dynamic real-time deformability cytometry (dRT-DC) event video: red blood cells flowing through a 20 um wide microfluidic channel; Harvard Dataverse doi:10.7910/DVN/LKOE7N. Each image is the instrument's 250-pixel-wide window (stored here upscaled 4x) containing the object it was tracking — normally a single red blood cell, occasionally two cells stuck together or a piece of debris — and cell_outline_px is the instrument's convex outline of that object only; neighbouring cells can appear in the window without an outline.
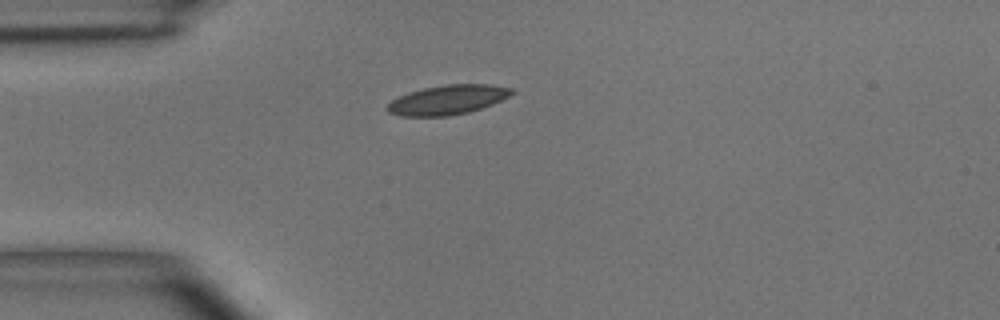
{"species": "common noctule bat (a hibernating species)", "species_latin": "Nyctalus noctula", "temperature_condition": "room temperature", "stored_images_in_passage": 6, "camera_frame_rate_fps": 3000, "um_per_image_px": 0.085, "animal": {"sex": "male", "body_mass_g": 15.6}, "frame": {"image": 1, "passage_image": 6, "time_ms": 5.667, "image_size_px": [1000, 320], "cell_outline_px": [[516, 92], [492, 104], [468, 112], [448, 116], [400, 116], [388, 112], [384, 108], [392, 100], [408, 92], [424, 88], [444, 84], [492, 84], [512, 88]], "centroid_in_image_um": [38.04, 8.48], "position_along_channel_um": 47.0, "area_um2": 21.39}}